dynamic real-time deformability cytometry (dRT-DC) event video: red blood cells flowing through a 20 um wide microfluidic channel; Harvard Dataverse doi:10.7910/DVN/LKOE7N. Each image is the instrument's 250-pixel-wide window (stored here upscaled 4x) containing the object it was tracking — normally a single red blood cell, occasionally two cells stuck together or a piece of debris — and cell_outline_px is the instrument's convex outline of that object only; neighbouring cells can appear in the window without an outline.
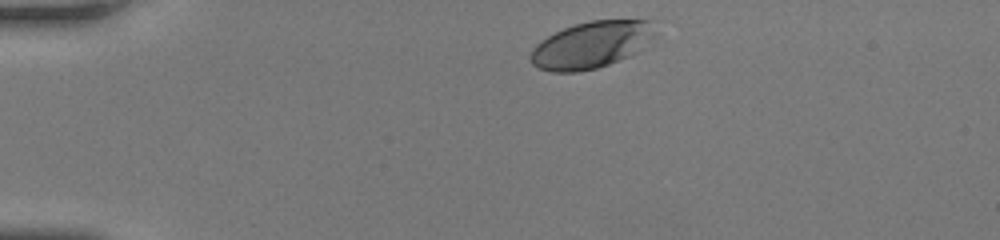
{"species": "human", "species_latin": "Homo sapiens", "temperature_condition": "room temperature", "stored_images_in_passage": 33, "camera_frame_rate_fps": 3000, "um_per_image_px": 0.085, "donor": {"sex": "female"}, "frame": {"image": 1, "passage_image": 1, "time_ms": 0.0, "image_size_px": [1000, 240], "cell_outline_px": [[652, 20], [648, 32], [636, 52], [620, 60], [596, 68], [580, 72], [552, 72], [540, 68], [532, 64], [528, 56], [532, 48], [540, 40], [564, 28], [576, 24], [592, 20]], "centroid_in_image_um": [50.08, 3.84], "position_along_channel_um": 34.9, "area_um2": 32.83}}
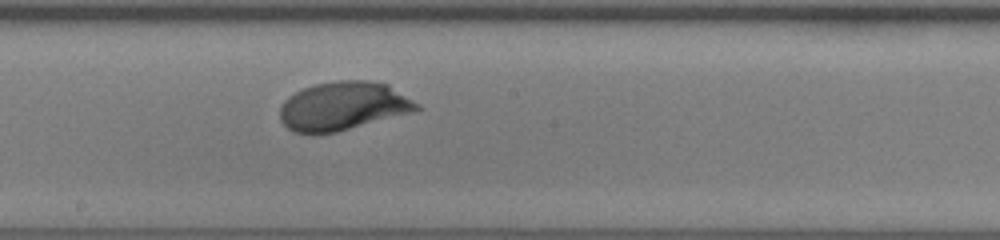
{"frame": {"image": 2, "passage_image": 19, "time_ms": 6.0, "image_size_px": [1000, 240], "cell_outline_px": [[424, 108], [336, 132], [292, 132], [280, 120], [280, 108], [284, 100], [288, 96], [304, 88], [316, 84], [336, 80], [368, 80], [388, 84], [420, 104]], "centroid_in_image_um": [29.17, 8.99], "position_along_channel_um": 219.0, "area_um2": 38.26}}
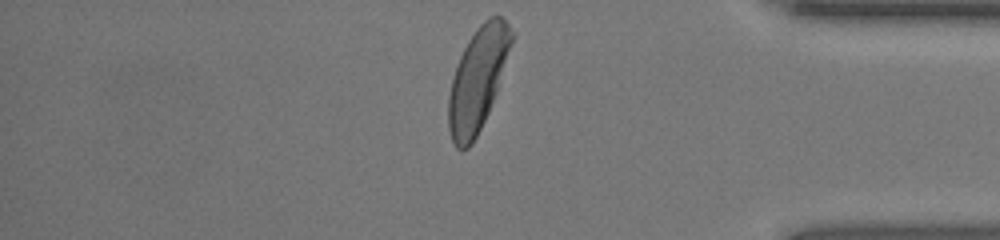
{"frame": {"image": 3, "passage_image": 33, "time_ms": 10.667, "image_size_px": [1000, 240], "cell_outline_px": [[516, 36], [496, 92], [488, 112], [472, 144], [468, 148], [460, 152], [456, 148], [452, 140], [448, 128], [448, 96], [452, 80], [460, 56], [468, 40], [476, 28], [488, 16], [500, 16], [508, 24]], "centroid_in_image_um": [40.62, 6.73], "position_along_channel_um": 394.6, "area_um2": 37.8}, "authors_computed_cell_mechanics": {"area_um2": 37.5122, "velocity_mm_per_s": 4.1874, "shape_relaxation_time_tau1_ms": 2.1812, "shape_relaxation_time_tau2_ms": null, "deformation_change_tau1": 0.1336, "deformation_change_tau2": null}}